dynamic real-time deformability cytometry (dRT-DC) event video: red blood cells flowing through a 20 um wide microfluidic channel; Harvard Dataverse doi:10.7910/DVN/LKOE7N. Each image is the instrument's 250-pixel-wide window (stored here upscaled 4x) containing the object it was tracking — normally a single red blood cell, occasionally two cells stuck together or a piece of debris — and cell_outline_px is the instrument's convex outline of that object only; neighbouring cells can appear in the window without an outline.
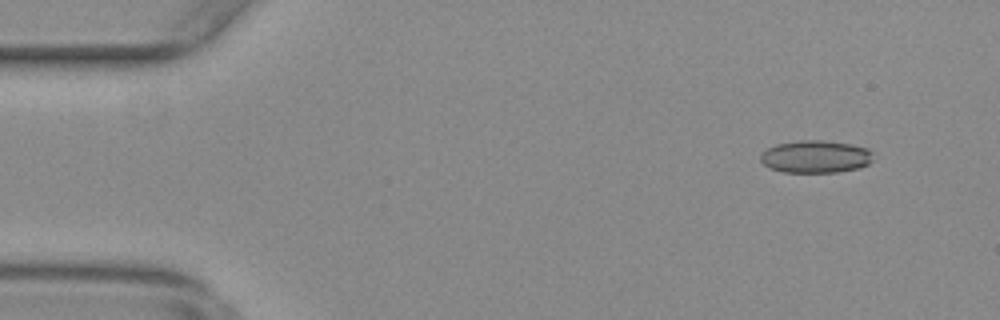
{"species": "common noctule bat (a hibernating species)", "species_latin": "Nyctalus noctula", "temperature_condition": "warm", "stored_images_in_passage": 51, "camera_frame_rate_fps": 3000, "um_per_image_px": 0.085, "animal": {"sex": "female", "body_mass_g": 29.2, "forearm_length_mm": 56.3}, "frame": {"image": 1, "passage_image": 1, "time_ms": 0.0, "image_size_px": [1000, 320], "cell_outline_px": [[872, 160], [868, 164], [860, 168], [836, 172], [784, 172], [772, 168], [764, 164], [760, 160], [760, 156], [768, 148], [776, 144], [800, 140], [820, 140], [852, 144], [868, 148], [872, 152]], "centroid_in_image_um": [69.36, 13.31], "position_along_channel_um": 15.6, "area_um2": 21.27}}
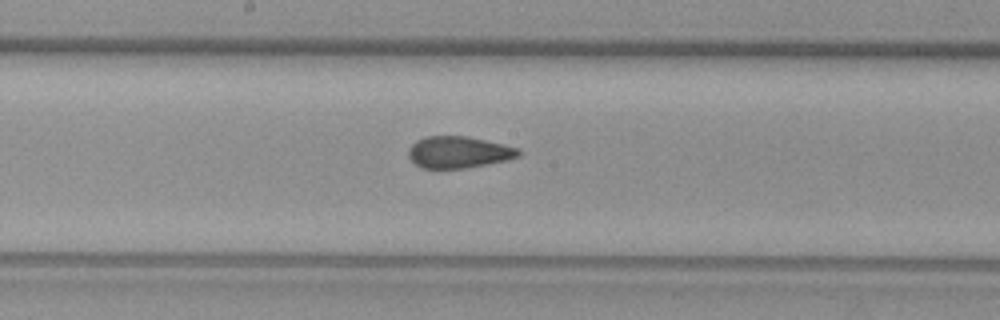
{"frame": {"image": 2, "passage_image": 25, "time_ms": 8.0, "image_size_px": [1000, 320], "cell_outline_px": [[520, 156], [508, 160], [488, 164], [464, 168], [424, 168], [416, 164], [408, 156], [408, 148], [416, 140], [428, 136], [468, 136], [504, 144], [520, 148]], "centroid_in_image_um": [39.01, 12.93], "position_along_channel_um": 209.2, "area_um2": 20.4}}
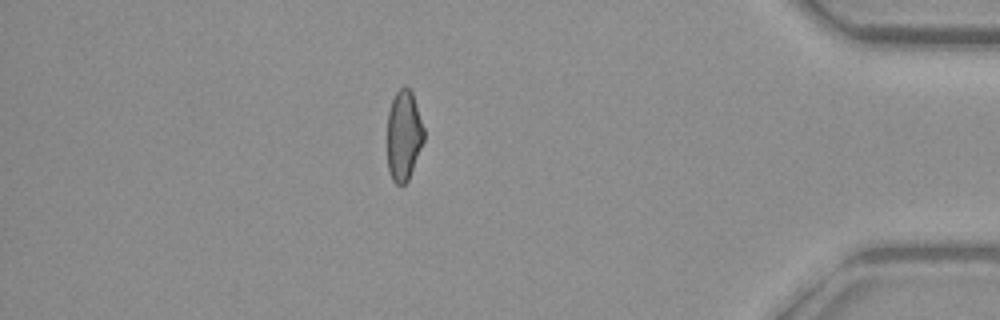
{"frame": {"image": 3, "passage_image": 44, "time_ms": 14.333, "image_size_px": [1000, 320], "cell_outline_px": [[424, 140], [408, 180], [404, 184], [396, 184], [392, 180], [388, 172], [388, 112], [392, 100], [396, 92], [404, 84], [412, 92], [424, 128]], "centroid_in_image_um": [34.31, 11.51], "position_along_channel_um": 400.9, "area_um2": 19.19}, "authors_computed_cell_mechanics": {"area_um2": 20.8658, "velocity_mm_per_s": 3.7352, "shape_relaxation_time_tau1_ms": null, "shape_relaxation_time_tau2_ms": 1.2206, "deformation_change_tau1": null, "deformation_change_tau2": 0.0826}}